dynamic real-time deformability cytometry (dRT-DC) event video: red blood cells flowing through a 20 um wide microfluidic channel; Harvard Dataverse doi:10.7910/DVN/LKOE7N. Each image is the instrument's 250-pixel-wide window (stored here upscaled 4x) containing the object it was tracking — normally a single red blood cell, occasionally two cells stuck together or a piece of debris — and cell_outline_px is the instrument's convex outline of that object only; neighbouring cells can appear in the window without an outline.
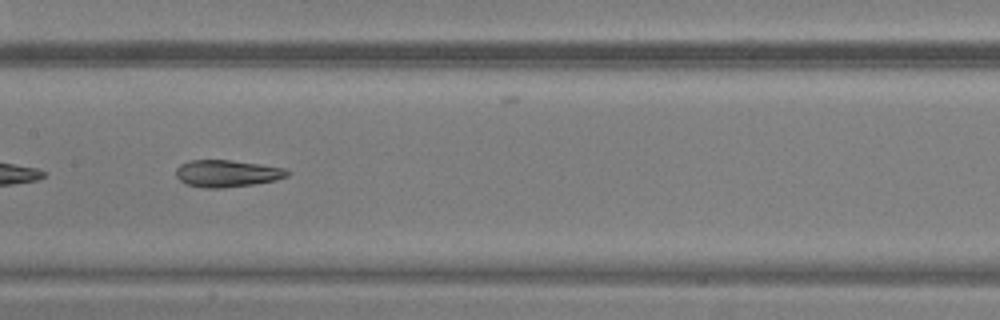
{"species": "common noctule bat (a hibernating species)", "species_latin": "Nyctalus noctula", "temperature_condition": "warm", "stored_images_in_passage": 34, "camera_frame_rate_fps": 3000, "um_per_image_px": 0.085, "animal": {"sex": "male", "body_mass_g": 20.5, "forearm_length_mm": 52.5}, "frame": {"image": 1, "passage_image": 10, "time_ms": 3.0, "image_size_px": [1000, 320], "cell_outline_px": [[292, 172], [288, 176], [276, 180], [252, 184], [224, 188], [204, 188], [184, 184], [176, 176], [176, 168], [180, 164], [188, 160], [232, 160], [260, 164], [284, 168]], "centroid_in_image_um": [19.28, 14.74], "position_along_channel_um": 188.1, "area_um2": 17.69}}
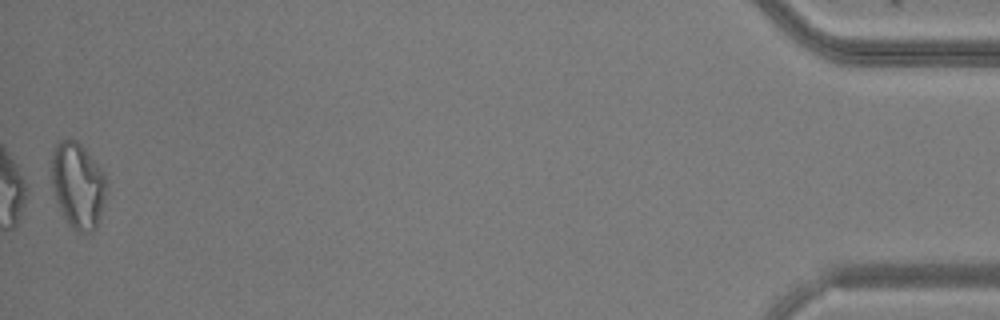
{"frame": {"image": 2, "passage_image": 34, "time_ms": 11.0, "image_size_px": [1000, 320], "cell_outline_px": [[108, 180], [104, 200], [100, 216], [96, 228], [92, 232], [76, 232], [68, 224], [56, 200], [52, 184], [52, 152], [56, 144], [60, 140], [76, 140], [84, 148], [104, 172]], "centroid_in_image_um": [6.63, 15.76], "position_along_channel_um": 428.6, "area_um2": 27.4}}